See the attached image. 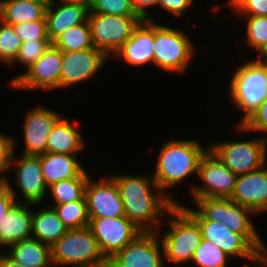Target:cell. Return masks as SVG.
<instances>
[{
	"label": "cell",
	"mask_w": 267,
	"mask_h": 267,
	"mask_svg": "<svg viewBox=\"0 0 267 267\" xmlns=\"http://www.w3.org/2000/svg\"><path fill=\"white\" fill-rule=\"evenodd\" d=\"M125 216L142 232H157L175 205L149 175L113 174ZM164 219H163V218Z\"/></svg>",
	"instance_id": "obj_1"
},
{
	"label": "cell",
	"mask_w": 267,
	"mask_h": 267,
	"mask_svg": "<svg viewBox=\"0 0 267 267\" xmlns=\"http://www.w3.org/2000/svg\"><path fill=\"white\" fill-rule=\"evenodd\" d=\"M155 170L151 173L161 191L174 203L176 199L168 195L169 190L184 183L190 176L198 175V165L206 153L198 139H173L162 144ZM168 191V192H167Z\"/></svg>",
	"instance_id": "obj_2"
},
{
	"label": "cell",
	"mask_w": 267,
	"mask_h": 267,
	"mask_svg": "<svg viewBox=\"0 0 267 267\" xmlns=\"http://www.w3.org/2000/svg\"><path fill=\"white\" fill-rule=\"evenodd\" d=\"M167 226L162 235L157 231L161 240L166 261L174 265L189 264L195 250L202 241L198 223L179 205L175 204L167 212Z\"/></svg>",
	"instance_id": "obj_3"
},
{
	"label": "cell",
	"mask_w": 267,
	"mask_h": 267,
	"mask_svg": "<svg viewBox=\"0 0 267 267\" xmlns=\"http://www.w3.org/2000/svg\"><path fill=\"white\" fill-rule=\"evenodd\" d=\"M228 86L230 103L243 114L242 124L265 100H267V64L258 58L239 65L233 72Z\"/></svg>",
	"instance_id": "obj_4"
},
{
	"label": "cell",
	"mask_w": 267,
	"mask_h": 267,
	"mask_svg": "<svg viewBox=\"0 0 267 267\" xmlns=\"http://www.w3.org/2000/svg\"><path fill=\"white\" fill-rule=\"evenodd\" d=\"M193 203L207 220L220 222L232 232L241 234L259 253L267 248L251 220L256 214L248 207L241 206L230 198H197Z\"/></svg>",
	"instance_id": "obj_5"
},
{
	"label": "cell",
	"mask_w": 267,
	"mask_h": 267,
	"mask_svg": "<svg viewBox=\"0 0 267 267\" xmlns=\"http://www.w3.org/2000/svg\"><path fill=\"white\" fill-rule=\"evenodd\" d=\"M53 266L107 267L98 242L88 227L68 230L51 245Z\"/></svg>",
	"instance_id": "obj_6"
},
{
	"label": "cell",
	"mask_w": 267,
	"mask_h": 267,
	"mask_svg": "<svg viewBox=\"0 0 267 267\" xmlns=\"http://www.w3.org/2000/svg\"><path fill=\"white\" fill-rule=\"evenodd\" d=\"M154 67L183 74L196 54L195 45L186 32L155 22Z\"/></svg>",
	"instance_id": "obj_7"
},
{
	"label": "cell",
	"mask_w": 267,
	"mask_h": 267,
	"mask_svg": "<svg viewBox=\"0 0 267 267\" xmlns=\"http://www.w3.org/2000/svg\"><path fill=\"white\" fill-rule=\"evenodd\" d=\"M208 149L234 174H246L260 169L267 163V139L212 142Z\"/></svg>",
	"instance_id": "obj_8"
},
{
	"label": "cell",
	"mask_w": 267,
	"mask_h": 267,
	"mask_svg": "<svg viewBox=\"0 0 267 267\" xmlns=\"http://www.w3.org/2000/svg\"><path fill=\"white\" fill-rule=\"evenodd\" d=\"M141 21L143 20L139 16H115L89 12L88 22L94 48L103 51L112 59Z\"/></svg>",
	"instance_id": "obj_9"
},
{
	"label": "cell",
	"mask_w": 267,
	"mask_h": 267,
	"mask_svg": "<svg viewBox=\"0 0 267 267\" xmlns=\"http://www.w3.org/2000/svg\"><path fill=\"white\" fill-rule=\"evenodd\" d=\"M62 51L53 44L25 72L8 80L9 87L21 90H61Z\"/></svg>",
	"instance_id": "obj_10"
},
{
	"label": "cell",
	"mask_w": 267,
	"mask_h": 267,
	"mask_svg": "<svg viewBox=\"0 0 267 267\" xmlns=\"http://www.w3.org/2000/svg\"><path fill=\"white\" fill-rule=\"evenodd\" d=\"M238 175L232 173L209 149L201 157L198 165V180L202 184L189 186L191 199L230 198Z\"/></svg>",
	"instance_id": "obj_11"
},
{
	"label": "cell",
	"mask_w": 267,
	"mask_h": 267,
	"mask_svg": "<svg viewBox=\"0 0 267 267\" xmlns=\"http://www.w3.org/2000/svg\"><path fill=\"white\" fill-rule=\"evenodd\" d=\"M13 152L10 158V172L13 168L14 183L24 199L22 203L44 204L48 198V186L44 180L40 165V155H16L15 137L11 138Z\"/></svg>",
	"instance_id": "obj_12"
},
{
	"label": "cell",
	"mask_w": 267,
	"mask_h": 267,
	"mask_svg": "<svg viewBox=\"0 0 267 267\" xmlns=\"http://www.w3.org/2000/svg\"><path fill=\"white\" fill-rule=\"evenodd\" d=\"M179 205L198 223L202 239L213 242L231 259L253 260L259 252L241 235L232 232L220 222L207 220L196 208Z\"/></svg>",
	"instance_id": "obj_13"
},
{
	"label": "cell",
	"mask_w": 267,
	"mask_h": 267,
	"mask_svg": "<svg viewBox=\"0 0 267 267\" xmlns=\"http://www.w3.org/2000/svg\"><path fill=\"white\" fill-rule=\"evenodd\" d=\"M88 228L96 238L100 250L107 260L142 233L126 216L89 218Z\"/></svg>",
	"instance_id": "obj_14"
},
{
	"label": "cell",
	"mask_w": 267,
	"mask_h": 267,
	"mask_svg": "<svg viewBox=\"0 0 267 267\" xmlns=\"http://www.w3.org/2000/svg\"><path fill=\"white\" fill-rule=\"evenodd\" d=\"M164 249L157 232H142L108 260L107 267H164Z\"/></svg>",
	"instance_id": "obj_15"
},
{
	"label": "cell",
	"mask_w": 267,
	"mask_h": 267,
	"mask_svg": "<svg viewBox=\"0 0 267 267\" xmlns=\"http://www.w3.org/2000/svg\"><path fill=\"white\" fill-rule=\"evenodd\" d=\"M109 57L96 48L77 52H62L61 89L89 82L97 76Z\"/></svg>",
	"instance_id": "obj_16"
},
{
	"label": "cell",
	"mask_w": 267,
	"mask_h": 267,
	"mask_svg": "<svg viewBox=\"0 0 267 267\" xmlns=\"http://www.w3.org/2000/svg\"><path fill=\"white\" fill-rule=\"evenodd\" d=\"M106 177V178H105ZM89 177L85 198L89 218H116L123 217L124 208L120 192L115 180L111 176H102L99 181H92Z\"/></svg>",
	"instance_id": "obj_17"
},
{
	"label": "cell",
	"mask_w": 267,
	"mask_h": 267,
	"mask_svg": "<svg viewBox=\"0 0 267 267\" xmlns=\"http://www.w3.org/2000/svg\"><path fill=\"white\" fill-rule=\"evenodd\" d=\"M61 113L38 104L27 111L23 128V147L21 154L39 156L46 153L50 131Z\"/></svg>",
	"instance_id": "obj_18"
},
{
	"label": "cell",
	"mask_w": 267,
	"mask_h": 267,
	"mask_svg": "<svg viewBox=\"0 0 267 267\" xmlns=\"http://www.w3.org/2000/svg\"><path fill=\"white\" fill-rule=\"evenodd\" d=\"M154 42L155 21L143 20L113 57L134 68L154 65Z\"/></svg>",
	"instance_id": "obj_19"
},
{
	"label": "cell",
	"mask_w": 267,
	"mask_h": 267,
	"mask_svg": "<svg viewBox=\"0 0 267 267\" xmlns=\"http://www.w3.org/2000/svg\"><path fill=\"white\" fill-rule=\"evenodd\" d=\"M230 199L255 214L267 212V163L260 169L240 174Z\"/></svg>",
	"instance_id": "obj_20"
},
{
	"label": "cell",
	"mask_w": 267,
	"mask_h": 267,
	"mask_svg": "<svg viewBox=\"0 0 267 267\" xmlns=\"http://www.w3.org/2000/svg\"><path fill=\"white\" fill-rule=\"evenodd\" d=\"M88 14L89 4L87 2L65 0L48 2L45 18L50 42L53 43L69 28L86 23Z\"/></svg>",
	"instance_id": "obj_21"
},
{
	"label": "cell",
	"mask_w": 267,
	"mask_h": 267,
	"mask_svg": "<svg viewBox=\"0 0 267 267\" xmlns=\"http://www.w3.org/2000/svg\"><path fill=\"white\" fill-rule=\"evenodd\" d=\"M34 204L16 202L3 216L0 226V250L32 237Z\"/></svg>",
	"instance_id": "obj_22"
},
{
	"label": "cell",
	"mask_w": 267,
	"mask_h": 267,
	"mask_svg": "<svg viewBox=\"0 0 267 267\" xmlns=\"http://www.w3.org/2000/svg\"><path fill=\"white\" fill-rule=\"evenodd\" d=\"M55 122L47 140L46 152L78 156L85 149L83 134H80L74 123L64 117ZM82 150V151H81Z\"/></svg>",
	"instance_id": "obj_23"
},
{
	"label": "cell",
	"mask_w": 267,
	"mask_h": 267,
	"mask_svg": "<svg viewBox=\"0 0 267 267\" xmlns=\"http://www.w3.org/2000/svg\"><path fill=\"white\" fill-rule=\"evenodd\" d=\"M40 165L48 187L62 180L76 178L85 169L78 156L53 152L40 155Z\"/></svg>",
	"instance_id": "obj_24"
},
{
	"label": "cell",
	"mask_w": 267,
	"mask_h": 267,
	"mask_svg": "<svg viewBox=\"0 0 267 267\" xmlns=\"http://www.w3.org/2000/svg\"><path fill=\"white\" fill-rule=\"evenodd\" d=\"M7 255L22 267H51V246L35 238H28L10 245Z\"/></svg>",
	"instance_id": "obj_25"
},
{
	"label": "cell",
	"mask_w": 267,
	"mask_h": 267,
	"mask_svg": "<svg viewBox=\"0 0 267 267\" xmlns=\"http://www.w3.org/2000/svg\"><path fill=\"white\" fill-rule=\"evenodd\" d=\"M34 204L39 209L34 211L32 215V238L53 245L67 231V227L63 224L57 213L48 205ZM41 206V207H40Z\"/></svg>",
	"instance_id": "obj_26"
},
{
	"label": "cell",
	"mask_w": 267,
	"mask_h": 267,
	"mask_svg": "<svg viewBox=\"0 0 267 267\" xmlns=\"http://www.w3.org/2000/svg\"><path fill=\"white\" fill-rule=\"evenodd\" d=\"M47 6V0H4L0 4V20L11 26L35 20H46Z\"/></svg>",
	"instance_id": "obj_27"
},
{
	"label": "cell",
	"mask_w": 267,
	"mask_h": 267,
	"mask_svg": "<svg viewBox=\"0 0 267 267\" xmlns=\"http://www.w3.org/2000/svg\"><path fill=\"white\" fill-rule=\"evenodd\" d=\"M89 174L84 169L76 178L62 180L51 184L48 187V198L50 195L53 198L54 204L47 203L48 206L53 207L54 205L65 204L68 202H74L85 198L86 184L89 179Z\"/></svg>",
	"instance_id": "obj_28"
},
{
	"label": "cell",
	"mask_w": 267,
	"mask_h": 267,
	"mask_svg": "<svg viewBox=\"0 0 267 267\" xmlns=\"http://www.w3.org/2000/svg\"><path fill=\"white\" fill-rule=\"evenodd\" d=\"M52 44L62 52H77L94 48L89 22L69 28Z\"/></svg>",
	"instance_id": "obj_29"
},
{
	"label": "cell",
	"mask_w": 267,
	"mask_h": 267,
	"mask_svg": "<svg viewBox=\"0 0 267 267\" xmlns=\"http://www.w3.org/2000/svg\"><path fill=\"white\" fill-rule=\"evenodd\" d=\"M53 209L68 230L88 227L89 217L86 199L54 205Z\"/></svg>",
	"instance_id": "obj_30"
},
{
	"label": "cell",
	"mask_w": 267,
	"mask_h": 267,
	"mask_svg": "<svg viewBox=\"0 0 267 267\" xmlns=\"http://www.w3.org/2000/svg\"><path fill=\"white\" fill-rule=\"evenodd\" d=\"M246 21V37L244 39L248 48L258 52L259 57L267 49V17L241 16Z\"/></svg>",
	"instance_id": "obj_31"
},
{
	"label": "cell",
	"mask_w": 267,
	"mask_h": 267,
	"mask_svg": "<svg viewBox=\"0 0 267 267\" xmlns=\"http://www.w3.org/2000/svg\"><path fill=\"white\" fill-rule=\"evenodd\" d=\"M232 259L213 242L202 239L191 262L198 267H229Z\"/></svg>",
	"instance_id": "obj_32"
},
{
	"label": "cell",
	"mask_w": 267,
	"mask_h": 267,
	"mask_svg": "<svg viewBox=\"0 0 267 267\" xmlns=\"http://www.w3.org/2000/svg\"><path fill=\"white\" fill-rule=\"evenodd\" d=\"M21 45L22 41L13 27L0 20V63L9 67L16 59Z\"/></svg>",
	"instance_id": "obj_33"
},
{
	"label": "cell",
	"mask_w": 267,
	"mask_h": 267,
	"mask_svg": "<svg viewBox=\"0 0 267 267\" xmlns=\"http://www.w3.org/2000/svg\"><path fill=\"white\" fill-rule=\"evenodd\" d=\"M89 12L115 16H138L133 8L132 0H91Z\"/></svg>",
	"instance_id": "obj_34"
},
{
	"label": "cell",
	"mask_w": 267,
	"mask_h": 267,
	"mask_svg": "<svg viewBox=\"0 0 267 267\" xmlns=\"http://www.w3.org/2000/svg\"><path fill=\"white\" fill-rule=\"evenodd\" d=\"M51 44L50 40H35L22 43L16 59L10 66L13 67V64L15 66V64L18 63L25 67V72L45 53Z\"/></svg>",
	"instance_id": "obj_35"
},
{
	"label": "cell",
	"mask_w": 267,
	"mask_h": 267,
	"mask_svg": "<svg viewBox=\"0 0 267 267\" xmlns=\"http://www.w3.org/2000/svg\"><path fill=\"white\" fill-rule=\"evenodd\" d=\"M17 37L24 42L49 40L46 20H35L12 25Z\"/></svg>",
	"instance_id": "obj_36"
},
{
	"label": "cell",
	"mask_w": 267,
	"mask_h": 267,
	"mask_svg": "<svg viewBox=\"0 0 267 267\" xmlns=\"http://www.w3.org/2000/svg\"><path fill=\"white\" fill-rule=\"evenodd\" d=\"M237 131L259 132L267 139V100H265L258 108L242 123L236 125Z\"/></svg>",
	"instance_id": "obj_37"
},
{
	"label": "cell",
	"mask_w": 267,
	"mask_h": 267,
	"mask_svg": "<svg viewBox=\"0 0 267 267\" xmlns=\"http://www.w3.org/2000/svg\"><path fill=\"white\" fill-rule=\"evenodd\" d=\"M230 7L237 16L267 17V0H237Z\"/></svg>",
	"instance_id": "obj_38"
},
{
	"label": "cell",
	"mask_w": 267,
	"mask_h": 267,
	"mask_svg": "<svg viewBox=\"0 0 267 267\" xmlns=\"http://www.w3.org/2000/svg\"><path fill=\"white\" fill-rule=\"evenodd\" d=\"M12 136H8L5 133L0 132V185H5L8 181L10 173V158L13 152Z\"/></svg>",
	"instance_id": "obj_39"
},
{
	"label": "cell",
	"mask_w": 267,
	"mask_h": 267,
	"mask_svg": "<svg viewBox=\"0 0 267 267\" xmlns=\"http://www.w3.org/2000/svg\"><path fill=\"white\" fill-rule=\"evenodd\" d=\"M11 180L8 179L5 185H0V226L3 216L7 213L9 208H11L16 202H21L17 200L18 196L15 192V187L10 184Z\"/></svg>",
	"instance_id": "obj_40"
},
{
	"label": "cell",
	"mask_w": 267,
	"mask_h": 267,
	"mask_svg": "<svg viewBox=\"0 0 267 267\" xmlns=\"http://www.w3.org/2000/svg\"><path fill=\"white\" fill-rule=\"evenodd\" d=\"M194 5V0H159L158 6L175 17L184 16Z\"/></svg>",
	"instance_id": "obj_41"
},
{
	"label": "cell",
	"mask_w": 267,
	"mask_h": 267,
	"mask_svg": "<svg viewBox=\"0 0 267 267\" xmlns=\"http://www.w3.org/2000/svg\"><path fill=\"white\" fill-rule=\"evenodd\" d=\"M158 3L159 0H132V5L136 14L142 20H149V21H154V19L151 16L150 9L151 8L153 9L154 7L157 8Z\"/></svg>",
	"instance_id": "obj_42"
},
{
	"label": "cell",
	"mask_w": 267,
	"mask_h": 267,
	"mask_svg": "<svg viewBox=\"0 0 267 267\" xmlns=\"http://www.w3.org/2000/svg\"><path fill=\"white\" fill-rule=\"evenodd\" d=\"M253 263L257 265V267H267V248L261 251L253 260L249 261V265L245 263L244 267H251Z\"/></svg>",
	"instance_id": "obj_43"
},
{
	"label": "cell",
	"mask_w": 267,
	"mask_h": 267,
	"mask_svg": "<svg viewBox=\"0 0 267 267\" xmlns=\"http://www.w3.org/2000/svg\"><path fill=\"white\" fill-rule=\"evenodd\" d=\"M5 253V254H4ZM0 267H22L20 264L12 260L6 252L0 253Z\"/></svg>",
	"instance_id": "obj_44"
},
{
	"label": "cell",
	"mask_w": 267,
	"mask_h": 267,
	"mask_svg": "<svg viewBox=\"0 0 267 267\" xmlns=\"http://www.w3.org/2000/svg\"><path fill=\"white\" fill-rule=\"evenodd\" d=\"M257 58L262 62H267V49Z\"/></svg>",
	"instance_id": "obj_45"
},
{
	"label": "cell",
	"mask_w": 267,
	"mask_h": 267,
	"mask_svg": "<svg viewBox=\"0 0 267 267\" xmlns=\"http://www.w3.org/2000/svg\"><path fill=\"white\" fill-rule=\"evenodd\" d=\"M235 1H237V0H227V2L225 3L224 2V4H226V6H231Z\"/></svg>",
	"instance_id": "obj_46"
},
{
	"label": "cell",
	"mask_w": 267,
	"mask_h": 267,
	"mask_svg": "<svg viewBox=\"0 0 267 267\" xmlns=\"http://www.w3.org/2000/svg\"><path fill=\"white\" fill-rule=\"evenodd\" d=\"M65 1H83V2H87L88 4L91 2V0H65Z\"/></svg>",
	"instance_id": "obj_47"
},
{
	"label": "cell",
	"mask_w": 267,
	"mask_h": 267,
	"mask_svg": "<svg viewBox=\"0 0 267 267\" xmlns=\"http://www.w3.org/2000/svg\"><path fill=\"white\" fill-rule=\"evenodd\" d=\"M16 1H38V0H16Z\"/></svg>",
	"instance_id": "obj_48"
}]
</instances>
